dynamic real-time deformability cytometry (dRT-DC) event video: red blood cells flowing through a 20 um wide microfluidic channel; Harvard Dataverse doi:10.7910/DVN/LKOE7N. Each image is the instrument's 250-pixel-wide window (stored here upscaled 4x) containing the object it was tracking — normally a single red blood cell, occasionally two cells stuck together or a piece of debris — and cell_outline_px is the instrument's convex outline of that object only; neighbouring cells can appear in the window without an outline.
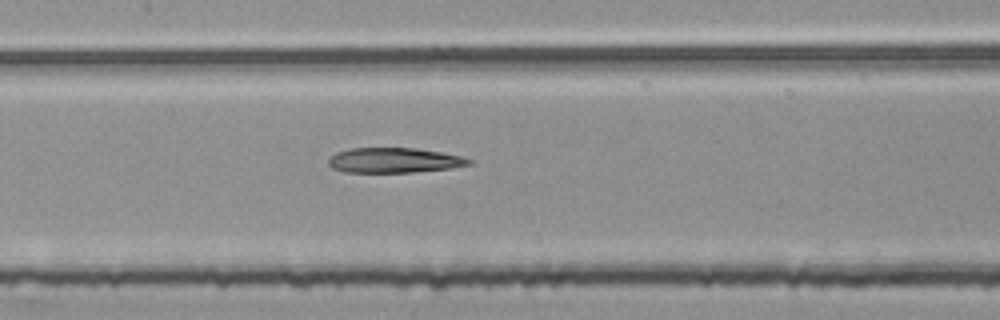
{"species": "common noctule bat (a hibernating species)", "species_latin": "Nyctalus noctula", "temperature_condition": "room temperature", "stored_images_in_passage": 49, "camera_frame_rate_fps": 3000, "um_per_image_px": 0.085, "animal": {"sex": "female", "body_mass_g": 25.1}, "frame": {"image": 1, "passage_image": 25, "time_ms": 8.0, "image_size_px": [1000, 320], "cell_outline_px": [[472, 164], [452, 168], [412, 172], [344, 172], [332, 168], [328, 164], [328, 160], [336, 152], [352, 148], [416, 148], [440, 152], [460, 156], [472, 160]], "centroid_in_image_um": [33.49, 13.63], "position_along_channel_um": 173.9, "area_um2": 20.4}}
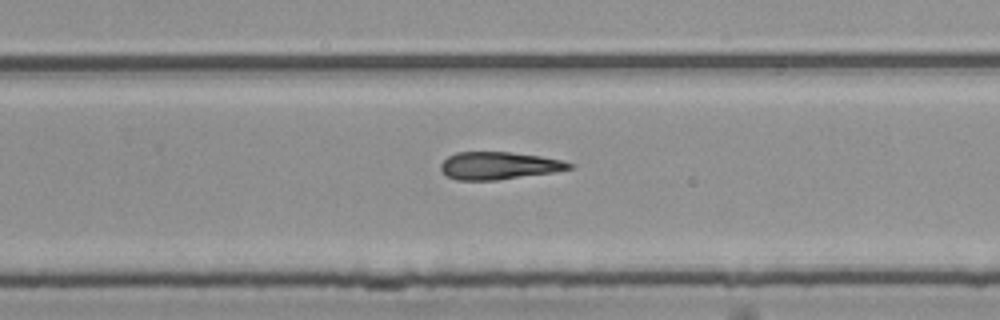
{"frame": {"image": 2, "passage_image": 34, "time_ms": 11.0, "image_size_px": [1000, 320], "cell_outline_px": [[576, 164], [572, 168], [556, 172], [496, 180], [456, 180], [448, 176], [440, 168], [440, 164], [448, 156], [456, 152], [512, 152], [540, 156], [564, 160]], "centroid_in_image_um": [42.45, 14.07], "position_along_channel_um": 287.3, "area_um2": 20.75}}
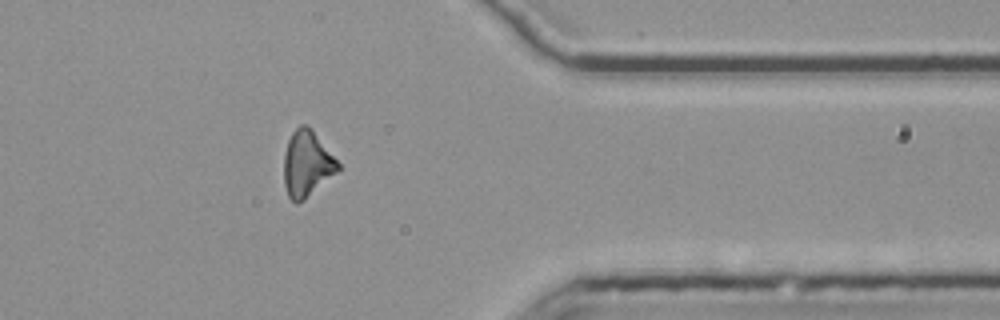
{"frame": {"image": 3, "passage_image": 43, "time_ms": 14.0, "image_size_px": [1000, 320], "cell_outline_px": [[340, 168], [336, 172], [304, 200], [296, 204], [288, 196], [284, 184], [284, 156], [288, 140], [292, 132], [300, 124], [308, 124], [312, 128], [340, 164]], "centroid_in_image_um": [26.07, 13.9], "position_along_channel_um": 385.3, "area_um2": 20.69}, "authors_computed_cell_mechanics": {"area_um2": 21.4438, "velocity_mm_per_s": 3.7922, "shape_relaxation_time_tau1_ms": null, "shape_relaxation_time_tau2_ms": 6.3643, "deformation_change_tau1": null, "deformation_change_tau2": 0.2005}}